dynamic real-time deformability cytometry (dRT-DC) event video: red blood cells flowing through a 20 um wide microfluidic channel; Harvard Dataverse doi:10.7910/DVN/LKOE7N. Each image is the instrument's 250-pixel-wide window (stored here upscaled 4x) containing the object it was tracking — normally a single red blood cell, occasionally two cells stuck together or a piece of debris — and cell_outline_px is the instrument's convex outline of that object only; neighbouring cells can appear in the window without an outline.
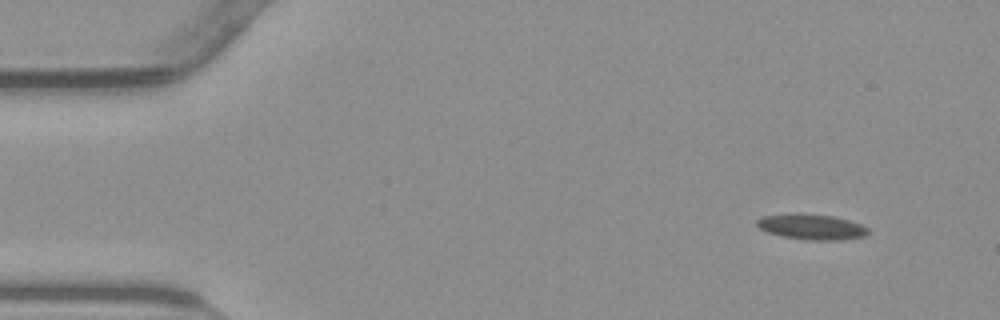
{"species": "common noctule bat (a hibernating species)", "species_latin": "Nyctalus noctula", "temperature_condition": "warm", "stored_images_in_passage": 10, "camera_frame_rate_fps": 3000, "um_per_image_px": 0.085, "animal": {"sex": "male", "body_mass_g": 23.1, "forearm_length_mm": 52.7}, "frame": {"image": 1, "passage_image": 1, "time_ms": 0.0, "image_size_px": [1000, 320], "cell_outline_px": [[868, 232], [864, 236], [836, 240], [820, 240], [784, 236], [768, 232], [760, 228], [756, 224], [756, 220], [764, 216], [832, 216], [860, 224], [868, 228]], "centroid_in_image_um": [69.03, 19.32], "position_along_channel_um": 16.0, "area_um2": 15.14}}